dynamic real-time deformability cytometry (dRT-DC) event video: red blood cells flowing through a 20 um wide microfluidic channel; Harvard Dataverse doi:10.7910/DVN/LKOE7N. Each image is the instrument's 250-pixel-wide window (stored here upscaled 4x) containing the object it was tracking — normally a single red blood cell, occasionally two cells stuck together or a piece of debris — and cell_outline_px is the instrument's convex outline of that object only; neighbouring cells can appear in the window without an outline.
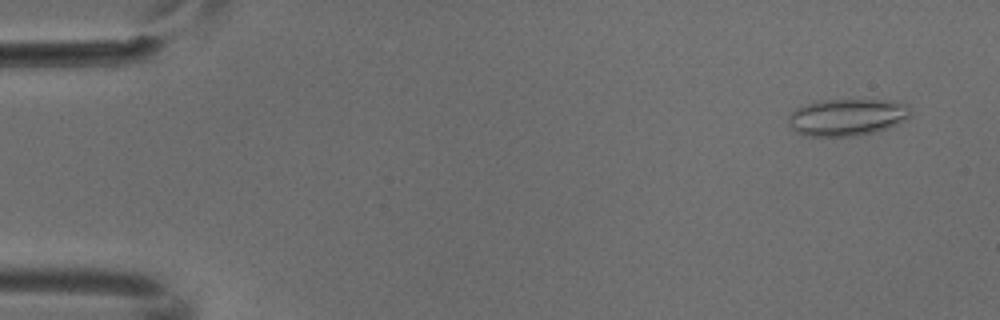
{"species": "common noctule bat (a hibernating species)", "species_latin": "Nyctalus noctula", "temperature_condition": "cold", "stored_images_in_passage": 3, "camera_frame_rate_fps": 3000, "um_per_image_px": 0.085, "animal": {"sex": "male", "body_mass_g": 18.8}, "frame": {"image": 1, "passage_image": 1, "time_ms": 0.0, "image_size_px": [1000, 320], "cell_outline_px": [[912, 116], [888, 128], [872, 132], [852, 136], [808, 136], [796, 132], [792, 128], [788, 120], [788, 116], [796, 108], [804, 104], [816, 100], [876, 100], [908, 104], [912, 108]], "centroid_in_image_um": [71.99, 9.95], "position_along_channel_um": 13.0, "area_um2": 26.3}}